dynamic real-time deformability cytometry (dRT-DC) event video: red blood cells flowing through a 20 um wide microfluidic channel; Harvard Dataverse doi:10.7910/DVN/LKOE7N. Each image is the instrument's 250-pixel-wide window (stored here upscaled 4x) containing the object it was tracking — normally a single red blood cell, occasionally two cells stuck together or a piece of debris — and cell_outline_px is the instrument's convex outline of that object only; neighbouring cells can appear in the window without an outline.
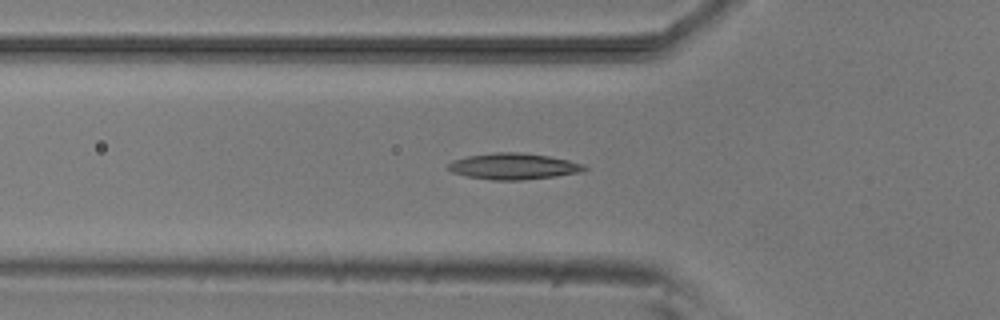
{"species": "common noctule bat (a hibernating species)", "species_latin": "Nyctalus noctula", "temperature_condition": "room temperature", "stored_images_in_passage": 40, "camera_frame_rate_fps": 3000, "um_per_image_px": 0.085, "animal": {"sex": "male", "body_mass_g": 20.5, "forearm_length_mm": 52.5}, "frame": {"image": 1, "passage_image": 7, "time_ms": 2.0, "image_size_px": [1000, 320], "cell_outline_px": [[588, 168], [584, 172], [556, 176], [524, 180], [492, 180], [468, 176], [452, 172], [448, 168], [448, 164], [452, 160], [468, 156], [496, 152], [520, 152], [548, 156], [568, 160], [584, 164]], "centroid_in_image_um": [43.68, 14.14], "position_along_channel_um": 82.1, "area_um2": 20.81}}
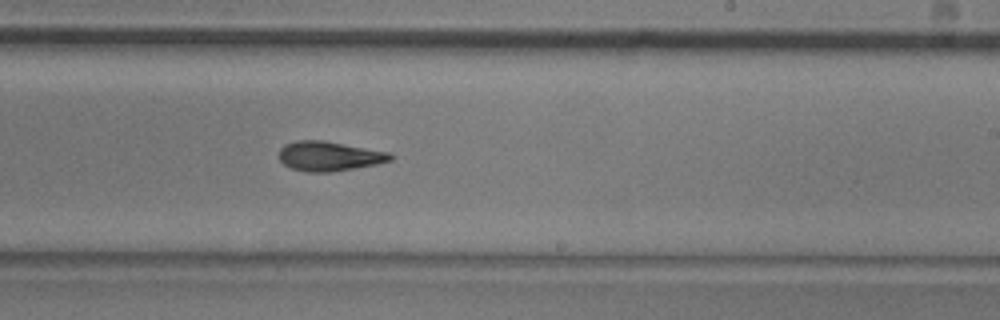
{"frame": {"image": 2, "passage_image": 21, "time_ms": 6.667, "image_size_px": [1000, 320], "cell_outline_px": [[396, 156], [392, 160], [376, 164], [328, 172], [308, 172], [292, 168], [284, 164], [280, 160], [280, 148], [284, 144], [296, 140], [324, 140], [388, 152]], "centroid_in_image_um": [27.98, 13.26], "position_along_channel_um": 261.0, "area_um2": 19.07}}
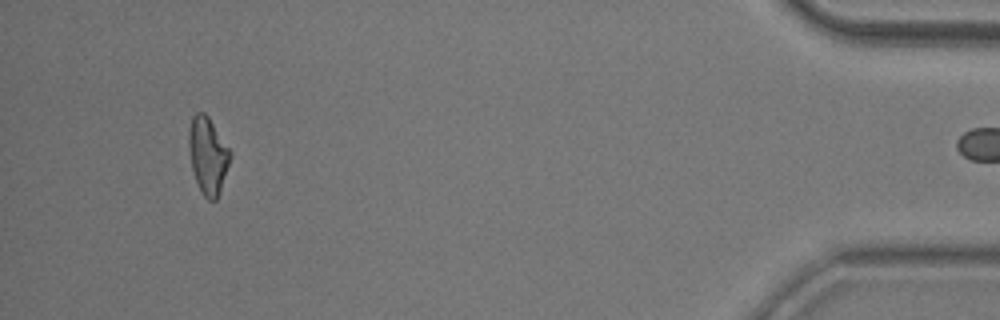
{"frame": {"image": 3, "passage_image": 39, "time_ms": 12.667, "image_size_px": [1000, 320], "cell_outline_px": [[232, 156], [220, 192], [216, 200], [208, 200], [204, 196], [196, 180], [192, 168], [188, 144], [188, 128], [192, 116], [196, 112], [204, 112], [208, 116], [232, 152]], "centroid_in_image_um": [17.68, 13.19], "position_along_channel_um": 417.5, "area_um2": 18.61}}